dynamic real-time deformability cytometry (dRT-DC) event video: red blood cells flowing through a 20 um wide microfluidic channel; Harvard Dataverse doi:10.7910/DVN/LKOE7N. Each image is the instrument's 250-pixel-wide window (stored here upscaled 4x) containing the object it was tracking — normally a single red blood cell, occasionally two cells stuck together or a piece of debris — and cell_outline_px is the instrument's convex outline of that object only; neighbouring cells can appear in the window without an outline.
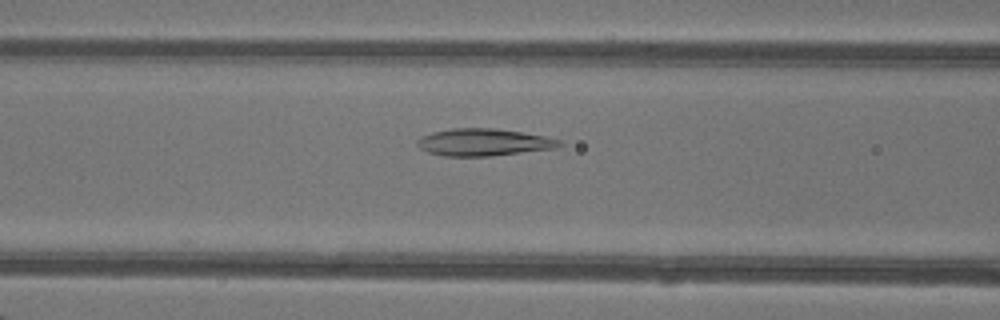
{"species": "common noctule bat (a hibernating species)", "species_latin": "Nyctalus noctula", "temperature_condition": "warm", "stored_images_in_passage": 46, "camera_frame_rate_fps": 3000, "um_per_image_px": 0.085, "animal": {"sex": "female"}, "frame": {"image": 1, "passage_image": 20, "time_ms": 6.333, "image_size_px": [1000, 320], "cell_outline_px": [[564, 144], [556, 148], [492, 156], [444, 156], [428, 152], [420, 148], [416, 144], [416, 140], [420, 136], [432, 132], [452, 128], [496, 128], [544, 136], [564, 140]], "centroid_in_image_um": [41.11, 12.09], "position_along_channel_um": 125.5, "area_um2": 22.72}}
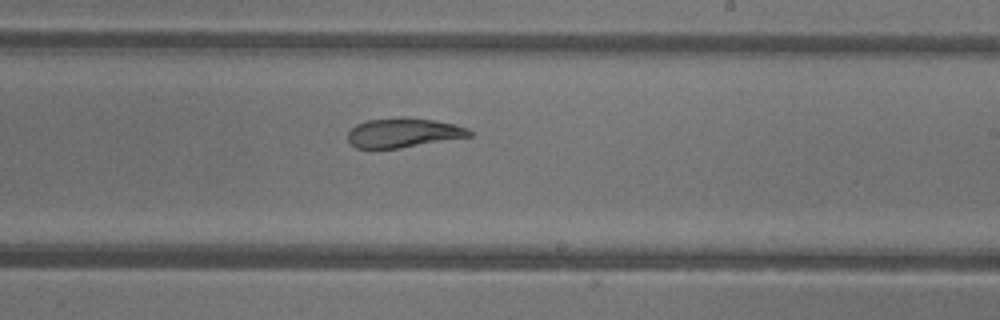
{"frame": {"image": 2, "passage_image": 29, "time_ms": 9.333, "image_size_px": [1000, 320], "cell_outline_px": [[472, 136], [400, 148], [356, 148], [348, 140], [348, 132], [356, 124], [368, 120], [404, 116], [408, 116], [436, 120], [468, 128], [472, 132]], "centroid_in_image_um": [34.29, 11.27], "position_along_channel_um": 254.7, "area_um2": 20.92}}
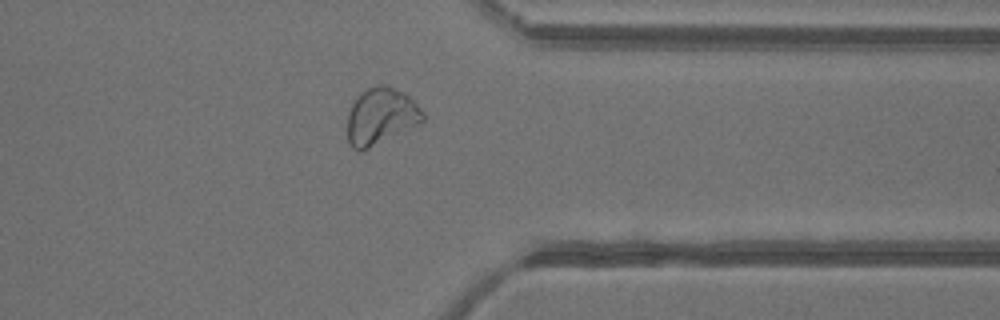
{"frame": {"image": 3, "passage_image": 38, "time_ms": 12.333, "image_size_px": [1000, 320], "cell_outline_px": [[424, 120], [420, 124], [360, 152], [352, 148], [348, 144], [348, 112], [352, 100], [360, 92], [376, 84], [384, 84], [404, 92], [424, 112]], "centroid_in_image_um": [32.35, 9.87], "position_along_channel_um": 379.1, "area_um2": 25.14}, "authors_computed_cell_mechanics": {"area_um2": 22.8599, "velocity_mm_per_s": 4.3123, "shape_relaxation_time_tau1_ms": 8.2395, "shape_relaxation_time_tau2_ms": 2.0835, "deformation_change_tau1": 0.2428, "deformation_change_tau2": 0.058}}